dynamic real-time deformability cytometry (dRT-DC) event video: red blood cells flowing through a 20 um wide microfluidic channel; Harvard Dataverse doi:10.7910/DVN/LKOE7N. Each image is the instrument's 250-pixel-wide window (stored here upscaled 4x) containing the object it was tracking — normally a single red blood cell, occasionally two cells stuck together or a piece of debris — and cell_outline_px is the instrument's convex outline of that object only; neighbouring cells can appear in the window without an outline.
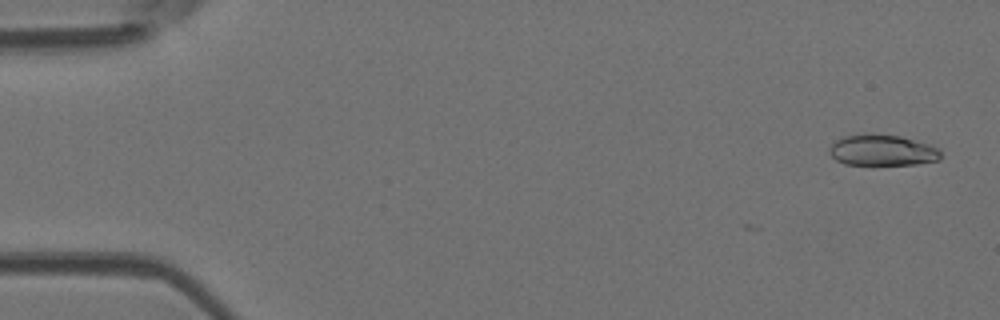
{"species": "Egyptian fruit bat (a non-hibernating species)", "species_latin": "Rousettus aegyptiacus", "temperature_condition": "room temperature", "stored_images_in_passage": 5, "camera_frame_rate_fps": 3000, "um_per_image_px": 0.085, "animal": {"sex": "female"}, "frame": {"image": 1, "passage_image": 1, "time_ms": 0.0, "image_size_px": [1000, 320], "cell_outline_px": [[940, 160], [916, 164], [844, 164], [836, 160], [828, 152], [828, 148], [836, 140], [844, 136], [872, 132], [900, 136], [932, 144], [940, 148]], "centroid_in_image_um": [75.01, 12.75], "position_along_channel_um": 10.0, "area_um2": 20.46}}